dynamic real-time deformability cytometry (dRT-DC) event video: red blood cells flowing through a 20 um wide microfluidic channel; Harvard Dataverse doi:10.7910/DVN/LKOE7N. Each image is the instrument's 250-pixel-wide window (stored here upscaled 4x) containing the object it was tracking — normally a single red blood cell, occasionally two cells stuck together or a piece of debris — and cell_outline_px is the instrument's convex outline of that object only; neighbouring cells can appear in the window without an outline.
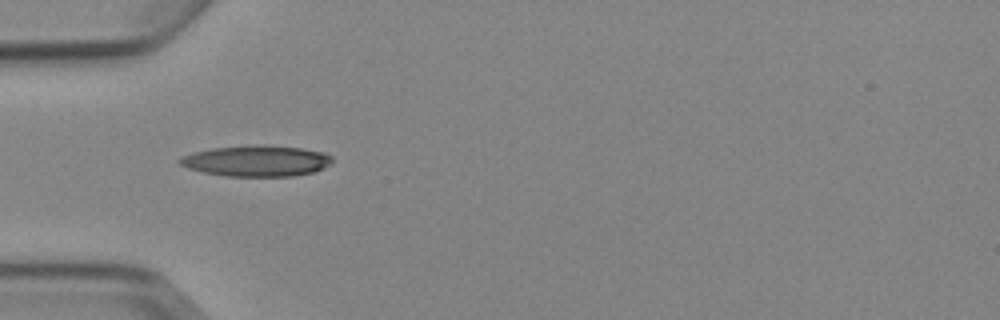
{"species": "Egyptian fruit bat (a non-hibernating species)", "species_latin": "Rousettus aegyptiacus", "temperature_condition": "cold", "stored_images_in_passage": 1, "camera_frame_rate_fps": 3000, "um_per_image_px": 0.085, "animal": {"sex": "female"}, "frame": {"image": 1, "passage_image": 1, "time_ms": 0.0, "image_size_px": [1000, 320], "cell_outline_px": [[332, 164], [324, 168], [312, 172], [292, 176], [228, 176], [204, 172], [188, 168], [180, 164], [176, 160], [180, 156], [192, 152], [212, 148], [248, 144], [256, 144], [300, 148], [324, 152], [332, 156]], "centroid_in_image_um": [21.78, 13.66], "position_along_channel_um": 63.2, "area_um2": 27.74}}